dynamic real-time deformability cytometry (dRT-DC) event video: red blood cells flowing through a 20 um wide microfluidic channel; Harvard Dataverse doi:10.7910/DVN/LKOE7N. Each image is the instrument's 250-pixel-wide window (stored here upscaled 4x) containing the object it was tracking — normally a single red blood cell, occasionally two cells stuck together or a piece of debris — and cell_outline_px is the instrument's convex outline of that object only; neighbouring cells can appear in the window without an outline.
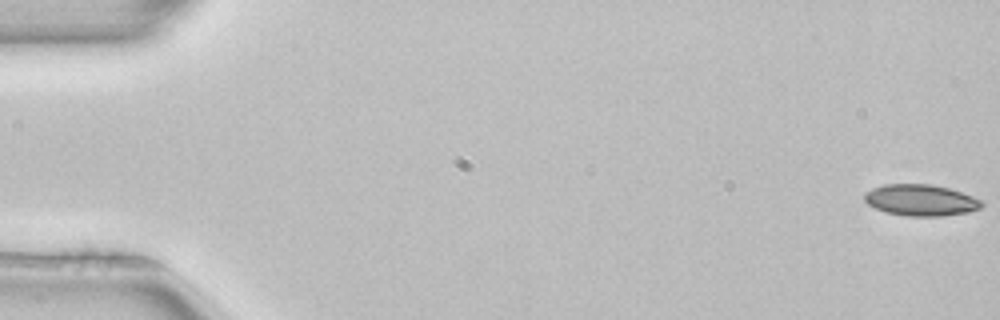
{"species": "common noctule bat (a hibernating species)", "species_latin": "Nyctalus noctula", "temperature_condition": "room temperature", "stored_images_in_passage": 52, "camera_frame_rate_fps": 3000, "um_per_image_px": 0.085, "animal": {"sex": "female", "body_mass_g": 22.7, "forearm_length_mm": 54.2}, "frame": {"image": 1, "passage_image": 1, "time_ms": 0.0, "image_size_px": [1000, 320], "cell_outline_px": [[984, 204], [980, 208], [968, 212], [940, 216], [908, 216], [884, 212], [868, 204], [864, 200], [864, 192], [872, 188], [884, 184], [932, 184], [948, 188], [984, 200]], "centroid_in_image_um": [78.26, 17.01], "position_along_channel_um": 6.7, "area_um2": 21.5}}
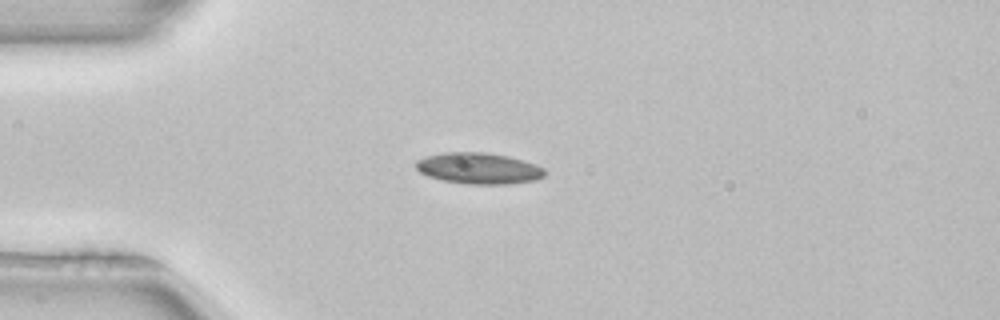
{"frame": {"image": 2, "passage_image": 14, "time_ms": 4.333, "image_size_px": [1000, 320], "cell_outline_px": [[544, 176], [536, 180], [508, 184], [468, 184], [444, 180], [428, 176], [420, 172], [416, 168], [416, 160], [424, 156], [444, 152], [484, 152], [508, 156], [536, 164], [544, 168]], "centroid_in_image_um": [40.68, 14.3], "position_along_channel_um": 44.3, "area_um2": 23.41}}
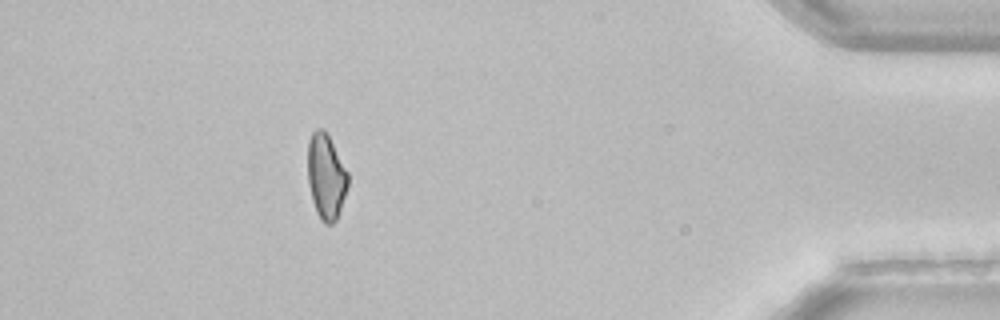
{"frame": {"image": 3, "passage_image": 47, "time_ms": 15.333, "image_size_px": [1000, 320], "cell_outline_px": [[348, 184], [336, 220], [332, 224], [324, 224], [320, 220], [316, 212], [312, 200], [308, 184], [308, 140], [312, 132], [316, 128], [324, 128], [348, 172]], "centroid_in_image_um": [27.69, 15.0], "position_along_channel_um": 407.5, "area_um2": 19.94}, "authors_computed_cell_mechanics": {"area_um2": 21.6172, "velocity_mm_per_s": 3.9812, "shape_relaxation_time_tau1_ms": 6.1822, "shape_relaxation_time_tau2_ms": 7.3069, "deformation_change_tau1": 0.1288, "deformation_change_tau2": 0.1251}}